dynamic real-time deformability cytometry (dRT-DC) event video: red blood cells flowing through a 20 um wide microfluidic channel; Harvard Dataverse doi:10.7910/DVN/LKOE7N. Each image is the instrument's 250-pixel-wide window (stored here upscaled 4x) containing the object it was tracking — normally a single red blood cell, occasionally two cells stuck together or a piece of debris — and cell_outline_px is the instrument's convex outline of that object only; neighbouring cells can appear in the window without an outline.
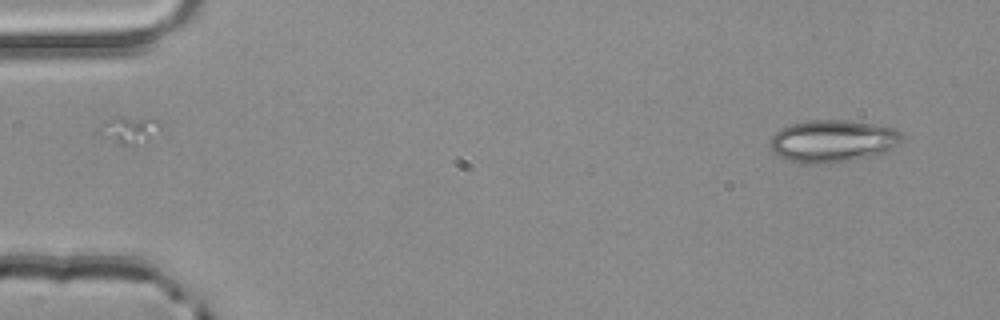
{"species": "common noctule bat (a hibernating species)", "species_latin": "Nyctalus noctula", "temperature_condition": "room temperature", "stored_images_in_passage": 3, "segment_of_instrument_passage": [2, 2], "camera_frame_rate_fps": 3000, "um_per_image_px": 0.085, "animal": {"sex": "male", "body_mass_g": 20.4}, "frame": {"image": 1, "passage_image": 3, "time_ms": 0.667, "image_size_px": [1000, 320], "cell_outline_px": [[904, 140], [900, 144], [888, 152], [852, 160], [832, 164], [808, 164], [788, 160], [772, 152], [768, 144], [772, 136], [780, 128], [788, 124], [808, 120], [848, 120], [876, 124], [896, 128], [904, 136]], "centroid_in_image_um": [70.81, 11.99], "position_along_channel_um": 14.2, "area_um2": 33.29}}